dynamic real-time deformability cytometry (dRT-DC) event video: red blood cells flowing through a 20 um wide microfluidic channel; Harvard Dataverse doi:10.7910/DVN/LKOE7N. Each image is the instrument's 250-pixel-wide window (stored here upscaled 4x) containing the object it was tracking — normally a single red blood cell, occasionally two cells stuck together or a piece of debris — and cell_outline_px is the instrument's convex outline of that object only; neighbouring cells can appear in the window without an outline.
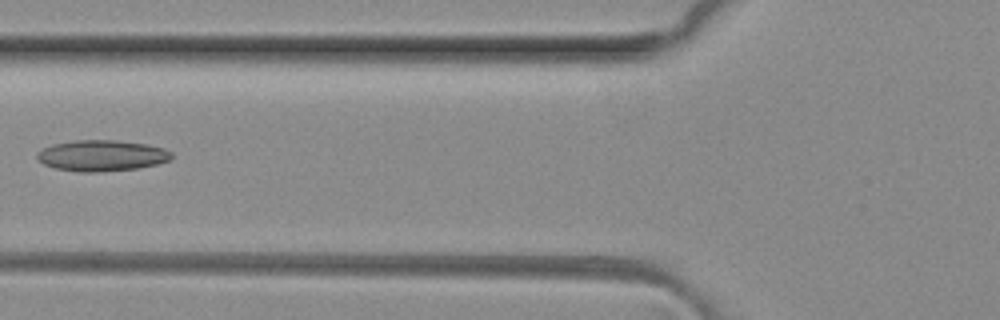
{"species": "common noctule bat (a hibernating species)", "species_latin": "Nyctalus noctula", "temperature_condition": "room temperature", "stored_images_in_passage": 7, "camera_frame_rate_fps": 3000, "um_per_image_px": 0.085, "animal": {"sex": "female", "body_mass_g": 29.2, "forearm_length_mm": 56.3}, "frame": {"image": 1, "passage_image": 6, "time_ms": 1.667, "image_size_px": [1000, 320], "cell_outline_px": [[172, 156], [168, 160], [156, 164], [136, 168], [100, 172], [80, 172], [56, 168], [44, 164], [36, 156], [36, 152], [52, 144], [76, 140], [116, 140], [148, 144], [164, 148], [172, 152]], "centroid_in_image_um": [8.65, 13.22], "position_along_channel_um": 117.2, "area_um2": 24.22}}
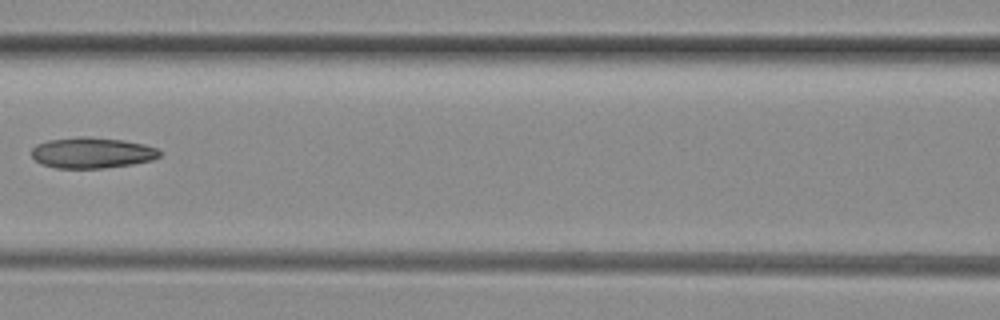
{"frame": {"image": 2, "passage_image": 7, "time_ms": 2.0, "image_size_px": [1000, 320], "cell_outline_px": [[160, 156], [152, 160], [132, 164], [104, 168], [56, 168], [40, 164], [32, 156], [32, 148], [36, 144], [48, 140], [80, 136], [88, 136], [124, 140], [144, 144], [156, 148], [160, 152]], "centroid_in_image_um": [7.8, 12.98], "position_along_channel_um": 158.8, "area_um2": 23.12}}